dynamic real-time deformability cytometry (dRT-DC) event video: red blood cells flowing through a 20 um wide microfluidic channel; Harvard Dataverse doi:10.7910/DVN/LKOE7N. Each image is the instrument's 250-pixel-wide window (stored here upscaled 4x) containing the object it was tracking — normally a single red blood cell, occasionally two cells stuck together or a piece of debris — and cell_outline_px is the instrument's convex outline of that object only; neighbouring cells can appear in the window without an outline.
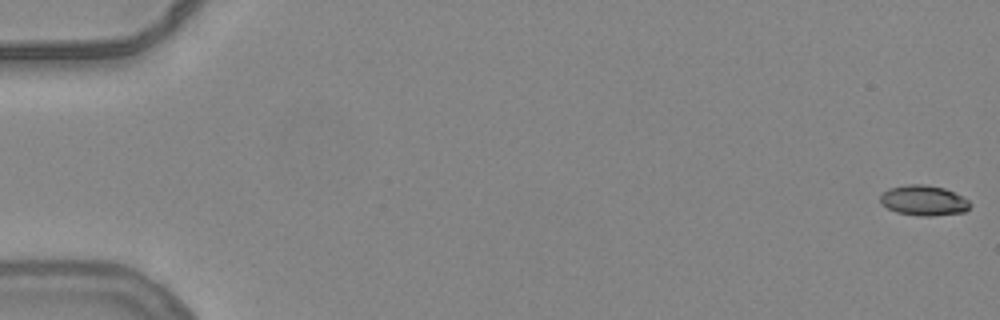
{"species": "common noctule bat (a hibernating species)", "species_latin": "Nyctalus noctula", "temperature_condition": "warm", "stored_images_in_passage": 55, "camera_frame_rate_fps": 3000, "um_per_image_px": 0.085, "animal": {"sex": "female", "body_mass_g": 24.6, "forearm_length_mm": 56.2}, "frame": {"image": 1, "passage_image": 1, "time_ms": 0.0, "image_size_px": [1000, 320], "cell_outline_px": [[972, 204], [964, 212], [932, 216], [920, 216], [896, 212], [880, 204], [880, 196], [888, 188], [908, 184], [924, 184], [944, 188], [964, 196]], "centroid_in_image_um": [78.52, 17.03], "position_along_channel_um": 6.5, "area_um2": 15.95}}
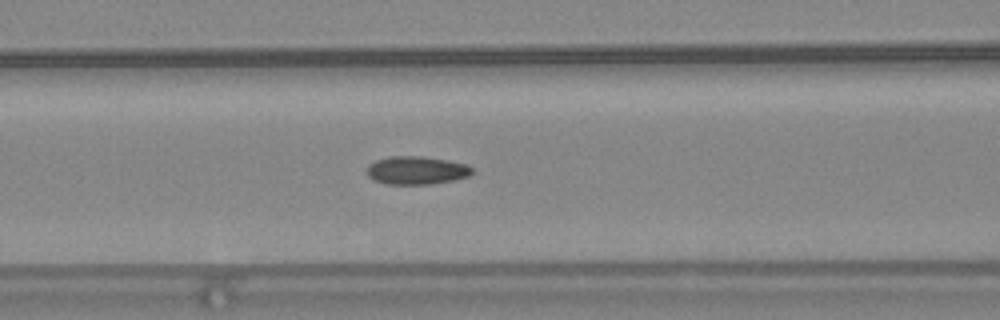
{"frame": {"image": 2, "passage_image": 24, "time_ms": 7.667, "image_size_px": [1000, 320], "cell_outline_px": [[472, 172], [468, 176], [456, 180], [432, 184], [388, 184], [372, 180], [368, 176], [368, 164], [376, 160], [388, 156], [420, 156], [448, 160], [468, 164], [472, 168]], "centroid_in_image_um": [35.41, 14.48], "position_along_channel_um": 131.2, "area_um2": 17.4}}
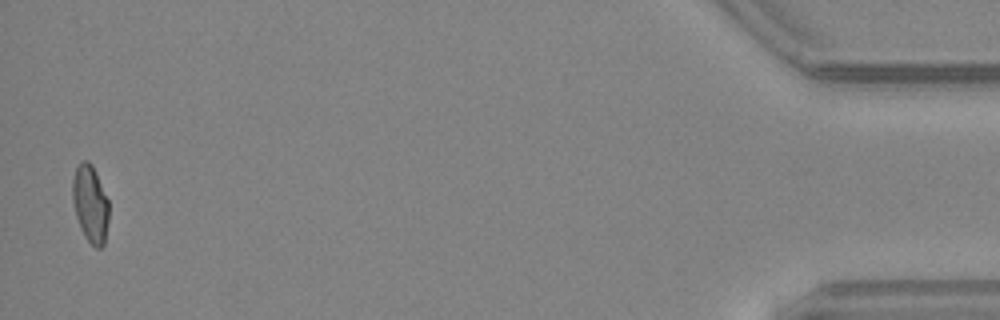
{"frame": {"image": 3, "passage_image": 54, "time_ms": 17.667, "image_size_px": [1000, 320], "cell_outline_px": [[108, 220], [104, 244], [100, 248], [96, 248], [84, 236], [80, 228], [76, 216], [72, 200], [72, 180], [76, 168], [80, 160], [88, 160], [92, 164], [96, 172], [108, 200]], "centroid_in_image_um": [7.66, 17.3], "position_along_channel_um": 427.5, "area_um2": 16.42}, "authors_computed_cell_mechanics": {"area_um2": 16.6464, "velocity_mm_per_s": 3.8623, "shape_relaxation_time_tau1_ms": null, "shape_relaxation_time_tau2_ms": 1.6386, "deformation_change_tau1": null, "deformation_change_tau2": 0.0699}}